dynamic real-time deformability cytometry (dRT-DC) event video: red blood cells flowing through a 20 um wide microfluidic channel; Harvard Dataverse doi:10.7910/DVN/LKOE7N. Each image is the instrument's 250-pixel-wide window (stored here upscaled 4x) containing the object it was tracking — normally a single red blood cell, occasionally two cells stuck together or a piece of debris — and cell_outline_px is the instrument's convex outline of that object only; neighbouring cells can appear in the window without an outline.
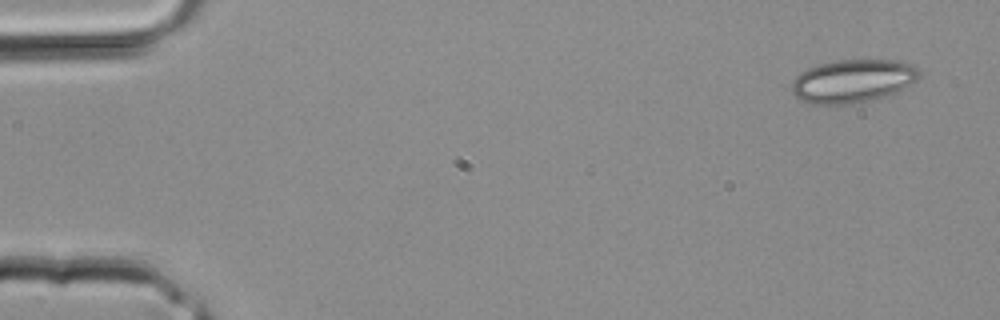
{"species": "common noctule bat (a hibernating species)", "species_latin": "Nyctalus noctula", "temperature_condition": "room temperature", "stored_images_in_passage": 3, "camera_frame_rate_fps": 3000, "um_per_image_px": 0.085, "animal": {"sex": "male", "body_mass_g": 20.4}, "frame": {"image": 1, "passage_image": 1, "time_ms": 0.0, "image_size_px": [1000, 320], "cell_outline_px": [[920, 76], [916, 80], [900, 92], [860, 104], [808, 104], [800, 100], [792, 92], [792, 80], [800, 72], [808, 68], [820, 64], [836, 60], [900, 60], [912, 64], [920, 68]], "centroid_in_image_um": [72.53, 6.9], "position_along_channel_um": 12.5, "area_um2": 32.77}}